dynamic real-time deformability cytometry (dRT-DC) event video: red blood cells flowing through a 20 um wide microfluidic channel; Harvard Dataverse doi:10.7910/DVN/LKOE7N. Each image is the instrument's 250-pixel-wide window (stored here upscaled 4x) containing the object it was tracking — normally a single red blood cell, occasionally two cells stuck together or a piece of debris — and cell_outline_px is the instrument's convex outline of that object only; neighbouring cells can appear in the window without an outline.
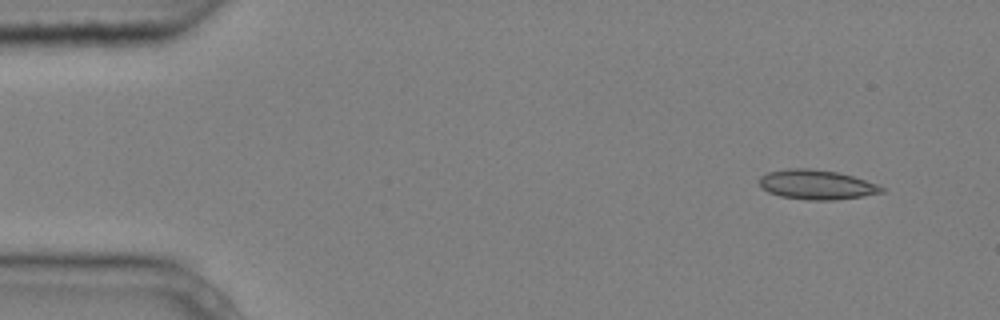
{"species": "common noctule bat (a hibernating species)", "species_latin": "Nyctalus noctula", "temperature_condition": "cold", "stored_images_in_passage": 12, "camera_frame_rate_fps": 3000, "um_per_image_px": 0.085, "animal": {"sex": "male", "body_mass_g": 20.4}, "frame": {"image": 1, "passage_image": 1, "time_ms": 0.0, "image_size_px": [1000, 320], "cell_outline_px": [[884, 192], [864, 196], [836, 200], [808, 200], [780, 196], [768, 192], [760, 188], [760, 176], [768, 172], [788, 168], [808, 168], [836, 172], [852, 176], [876, 184], [884, 188]], "centroid_in_image_um": [69.38, 15.7], "position_along_channel_um": 15.6, "area_um2": 21.04}}
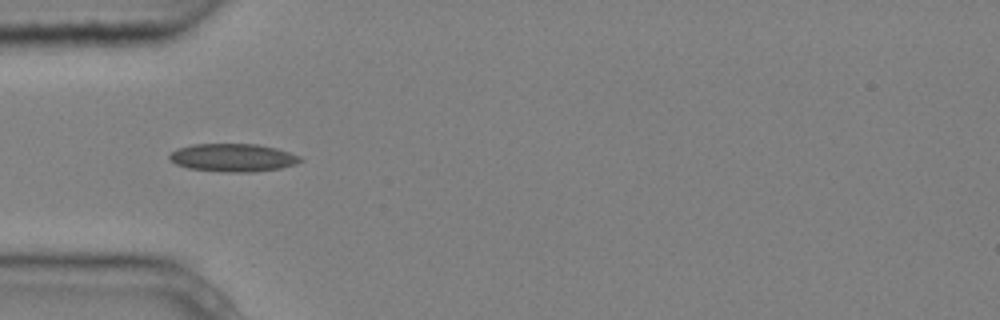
{"frame": {"image": 2, "passage_image": 3, "time_ms": 0.667, "image_size_px": [1000, 320], "cell_outline_px": [[304, 160], [296, 164], [280, 168], [252, 172], [228, 172], [188, 168], [176, 164], [168, 156], [176, 148], [192, 144], [256, 144], [276, 148], [300, 156]], "centroid_in_image_um": [19.81, 13.39], "position_along_channel_um": 65.2, "area_um2": 21.27}}
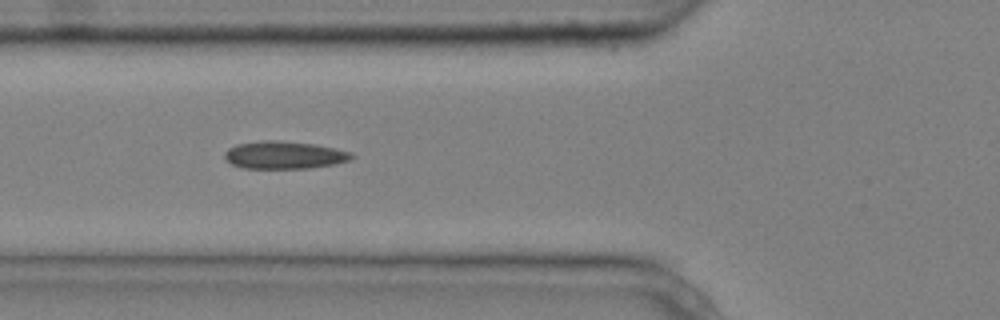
{"frame": {"image": 3, "passage_image": 4, "time_ms": 1.0, "image_size_px": [1000, 320], "cell_outline_px": [[356, 156], [348, 160], [336, 164], [308, 168], [244, 168], [232, 164], [224, 156], [224, 152], [228, 148], [236, 144], [260, 140], [276, 140], [312, 144], [352, 152]], "centroid_in_image_um": [24.14, 13.17], "position_along_channel_um": 101.7, "area_um2": 20.35}}